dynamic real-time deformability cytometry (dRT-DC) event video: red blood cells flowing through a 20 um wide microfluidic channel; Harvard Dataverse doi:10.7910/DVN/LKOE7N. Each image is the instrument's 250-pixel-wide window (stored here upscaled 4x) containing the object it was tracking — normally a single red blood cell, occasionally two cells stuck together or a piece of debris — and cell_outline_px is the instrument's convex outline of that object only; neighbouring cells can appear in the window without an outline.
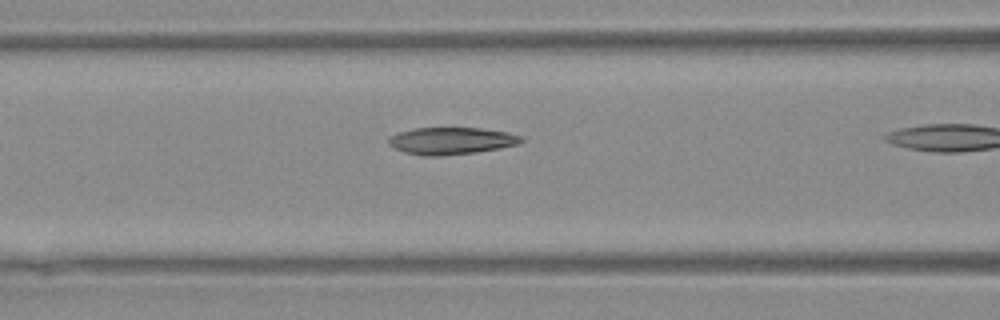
{"species": "Egyptian fruit bat (a non-hibernating species)", "species_latin": "Rousettus aegyptiacus", "temperature_condition": "warm", "stored_images_in_passage": 10, "camera_frame_rate_fps": 3000, "um_per_image_px": 0.085, "animal": {"sex": "female"}, "frame": {"image": 1, "passage_image": 5, "time_ms": 1.333, "image_size_px": [1000, 320], "cell_outline_px": [[524, 140], [520, 144], [500, 148], [476, 152], [440, 156], [424, 156], [404, 152], [388, 144], [388, 136], [412, 128], [480, 128], [508, 132], [524, 136]], "centroid_in_image_um": [38.39, 11.97], "position_along_channel_um": 128.2, "area_um2": 21.1}}